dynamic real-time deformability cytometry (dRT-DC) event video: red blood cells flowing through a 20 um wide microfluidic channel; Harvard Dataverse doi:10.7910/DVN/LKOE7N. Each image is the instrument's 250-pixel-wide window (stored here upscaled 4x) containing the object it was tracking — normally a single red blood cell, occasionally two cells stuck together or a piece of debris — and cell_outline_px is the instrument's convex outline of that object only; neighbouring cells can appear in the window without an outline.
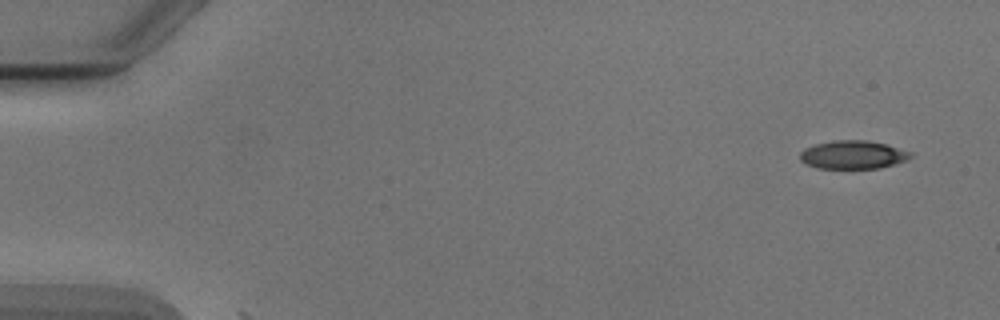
{"species": "Egyptian fruit bat (a non-hibernating species)", "species_latin": "Rousettus aegyptiacus", "temperature_condition": "cold", "stored_images_in_passage": 5, "camera_frame_rate_fps": 3000, "um_per_image_px": 0.085, "animal": {"sex": "male"}, "frame": {"image": 1, "passage_image": 1, "time_ms": 0.0, "image_size_px": [1000, 320], "cell_outline_px": [[916, 152], [908, 160], [896, 164], [880, 168], [816, 168], [800, 160], [800, 152], [804, 148], [816, 144], [836, 140], [868, 140], [888, 144]], "centroid_in_image_um": [72.59, 13.14], "position_along_channel_um": 12.4, "area_um2": 18.55}}